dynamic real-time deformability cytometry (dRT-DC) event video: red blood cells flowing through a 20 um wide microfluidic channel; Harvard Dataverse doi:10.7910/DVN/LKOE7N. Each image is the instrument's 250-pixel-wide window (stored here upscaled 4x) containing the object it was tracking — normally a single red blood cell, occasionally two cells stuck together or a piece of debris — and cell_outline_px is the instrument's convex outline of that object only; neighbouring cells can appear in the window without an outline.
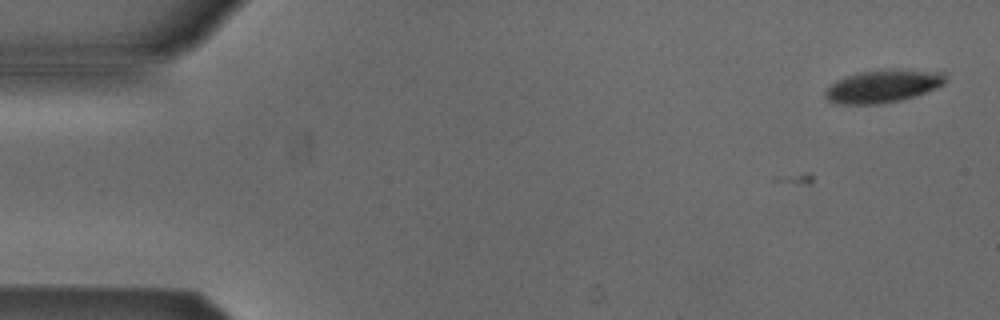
{"species": "Egyptian fruit bat (a non-hibernating species)", "species_latin": "Rousettus aegyptiacus", "temperature_condition": "cold", "stored_images_in_passage": 2, "camera_frame_rate_fps": 3000, "um_per_image_px": 0.085, "animal": {"sex": "male"}, "frame": {"image": 1, "passage_image": 2, "time_ms": 1.0, "image_size_px": [1000, 320], "cell_outline_px": [[944, 84], [936, 88], [916, 96], [900, 100], [876, 104], [832, 104], [824, 96], [824, 92], [836, 80], [844, 76], [860, 72], [944, 72]], "centroid_in_image_um": [74.95, 7.39], "position_along_channel_um": 10.1, "area_um2": 21.91}}